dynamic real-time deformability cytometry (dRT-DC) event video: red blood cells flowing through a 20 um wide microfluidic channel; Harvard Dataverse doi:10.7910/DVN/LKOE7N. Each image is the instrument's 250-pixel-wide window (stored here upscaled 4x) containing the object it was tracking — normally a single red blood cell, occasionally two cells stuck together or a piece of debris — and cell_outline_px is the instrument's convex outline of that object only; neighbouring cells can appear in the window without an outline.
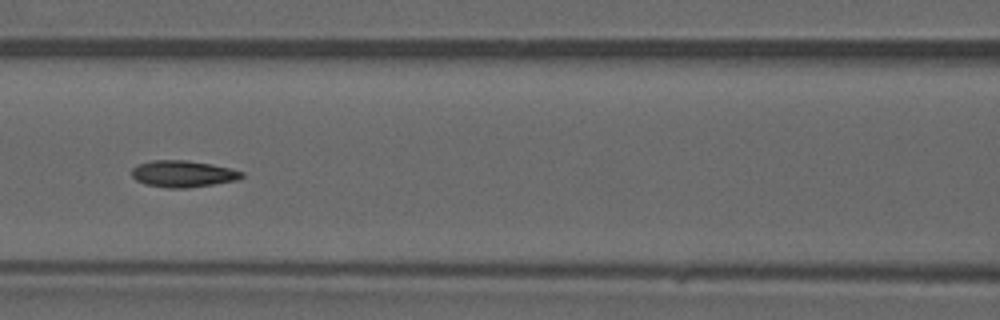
{"species": "common noctule bat (a hibernating species)", "species_latin": "Nyctalus noctula", "temperature_condition": "warm", "stored_images_in_passage": 46, "camera_frame_rate_fps": 3000, "um_per_image_px": 0.085, "animal": {"sex": "male", "forearm_length_mm": 52.5}, "frame": {"image": 1, "passage_image": 20, "time_ms": 6.333, "image_size_px": [1000, 320], "cell_outline_px": [[244, 176], [236, 180], [188, 188], [168, 188], [144, 184], [136, 180], [132, 176], [132, 168], [136, 164], [152, 160], [188, 160], [212, 164], [232, 168], [244, 172]], "centroid_in_image_um": [15.54, 14.76], "position_along_channel_um": 151.1, "area_um2": 17.22}}